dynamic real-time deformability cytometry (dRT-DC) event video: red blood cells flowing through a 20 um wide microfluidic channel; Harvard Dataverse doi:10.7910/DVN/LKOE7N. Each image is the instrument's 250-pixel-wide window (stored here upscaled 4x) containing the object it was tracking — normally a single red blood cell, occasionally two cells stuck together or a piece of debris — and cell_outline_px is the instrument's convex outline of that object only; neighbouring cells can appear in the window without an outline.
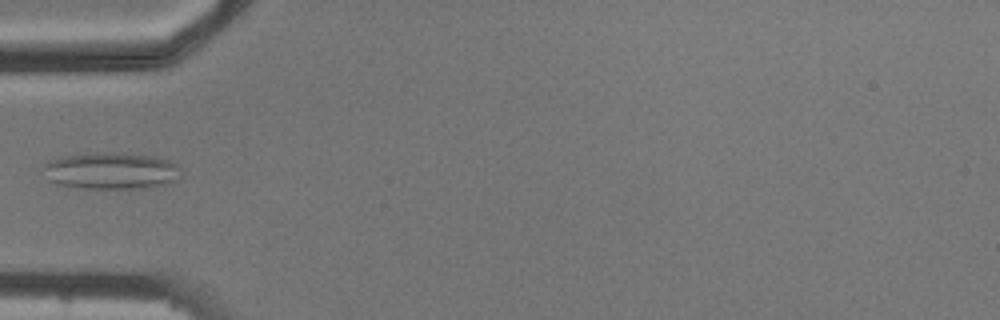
{"species": "common noctule bat (a hibernating species)", "species_latin": "Nyctalus noctula", "temperature_condition": "cold", "stored_images_in_passage": 5, "camera_frame_rate_fps": 3000, "um_per_image_px": 0.085, "animal": {"sex": "male", "body_mass_g": 20.5, "forearm_length_mm": 52.5}, "frame": {"image": 1, "passage_image": 5, "time_ms": 5.333, "image_size_px": [1000, 320], "cell_outline_px": [[180, 176], [176, 180], [164, 184], [144, 188], [76, 188], [60, 184], [48, 180], [44, 168], [44, 164], [48, 160], [60, 156], [96, 152], [112, 152], [152, 156], [172, 160], [180, 164]], "centroid_in_image_um": [9.46, 14.5], "position_along_channel_um": 75.5, "area_um2": 29.77}}